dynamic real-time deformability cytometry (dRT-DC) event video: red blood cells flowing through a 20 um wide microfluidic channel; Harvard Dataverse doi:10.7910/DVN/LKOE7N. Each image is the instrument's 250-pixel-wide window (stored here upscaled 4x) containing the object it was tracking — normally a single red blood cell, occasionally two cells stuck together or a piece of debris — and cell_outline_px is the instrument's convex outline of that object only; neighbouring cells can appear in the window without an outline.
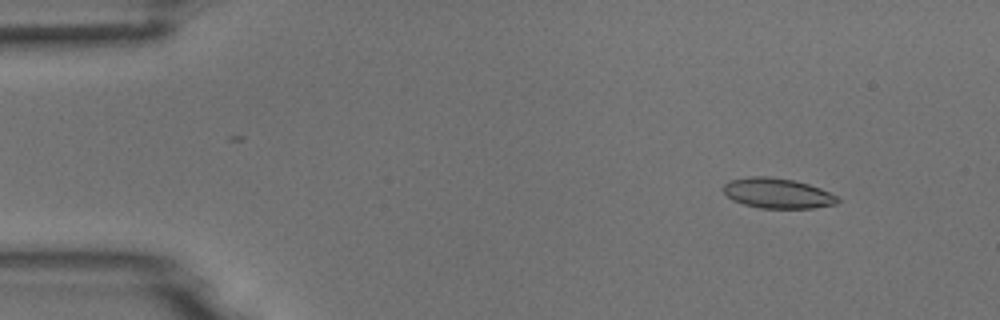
{"species": "common noctule bat (a hibernating species)", "species_latin": "Nyctalus noctula", "temperature_condition": "room temperature", "stored_images_in_passage": 5, "camera_frame_rate_fps": 3000, "um_per_image_px": 0.085, "animal": {"sex": "male", "body_mass_g": 18.8}, "frame": {"image": 1, "passage_image": 2, "time_ms": 1.0, "image_size_px": [1000, 320], "cell_outline_px": [[840, 200], [836, 204], [812, 208], [760, 208], [744, 204], [732, 200], [720, 188], [728, 180], [752, 176], [768, 176], [792, 180], [808, 184], [820, 188], [836, 196]], "centroid_in_image_um": [66.04, 16.42], "position_along_channel_um": 19.0, "area_um2": 20.06}}
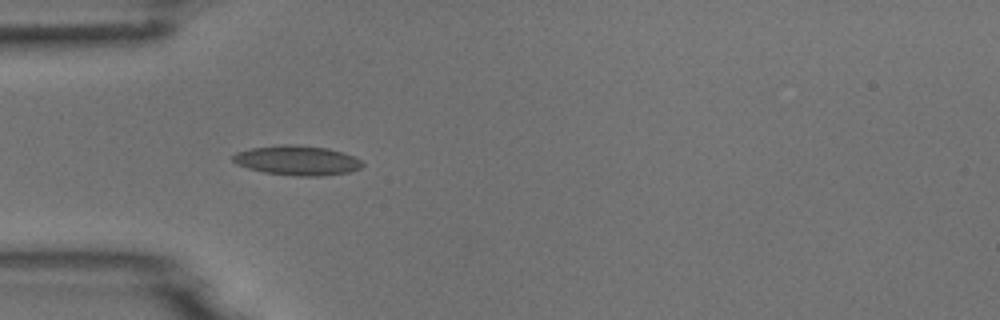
{"frame": {"image": 2, "passage_image": 5, "time_ms": 4.333, "image_size_px": [1000, 320], "cell_outline_px": [[364, 164], [360, 168], [348, 172], [324, 176], [296, 176], [264, 172], [248, 168], [236, 164], [232, 160], [232, 156], [236, 152], [252, 148], [284, 144], [296, 144], [328, 148], [344, 152], [360, 160]], "centroid_in_image_um": [25.26, 13.63], "position_along_channel_um": 59.7, "area_um2": 22.43}}